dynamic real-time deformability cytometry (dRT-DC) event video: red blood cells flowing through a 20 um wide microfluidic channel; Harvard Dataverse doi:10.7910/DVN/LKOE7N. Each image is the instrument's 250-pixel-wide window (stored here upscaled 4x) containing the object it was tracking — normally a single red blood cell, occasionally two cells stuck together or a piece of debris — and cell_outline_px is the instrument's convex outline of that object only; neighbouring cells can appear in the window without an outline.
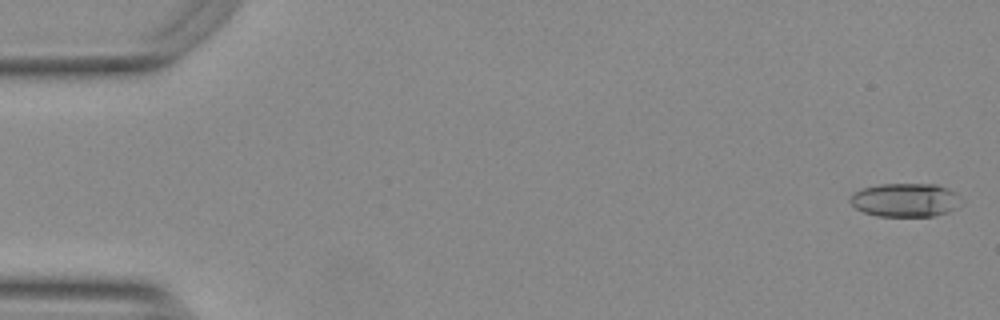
{"species": "Egyptian fruit bat (a non-hibernating species)", "species_latin": "Rousettus aegyptiacus", "temperature_condition": "warm", "stored_images_in_passage": 49, "camera_frame_rate_fps": 3000, "um_per_image_px": 0.085, "animal": {"sex": "female"}, "frame": {"image": 1, "passage_image": 1, "time_ms": 0.0, "image_size_px": [1000, 320], "cell_outline_px": [[964, 204], [948, 212], [932, 216], [876, 216], [864, 212], [856, 208], [848, 200], [848, 196], [852, 192], [860, 188], [880, 184], [936, 184], [948, 188], [956, 192], [964, 200]], "centroid_in_image_um": [76.97, 16.99], "position_along_channel_um": 8.0, "area_um2": 22.31}}
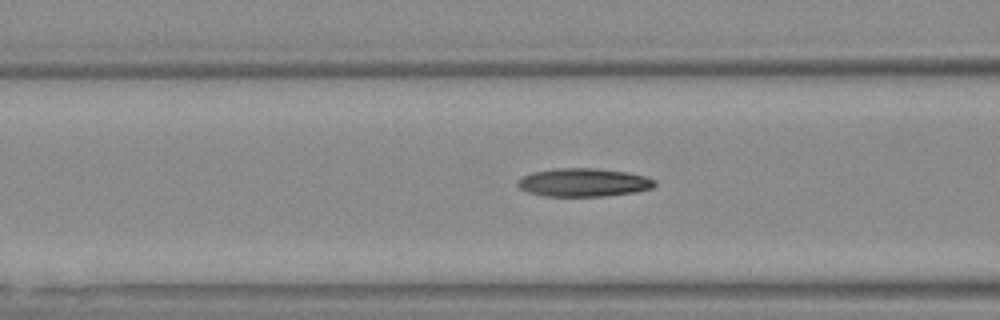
{"frame": {"image": 2, "passage_image": 21, "time_ms": 6.667, "image_size_px": [1000, 320], "cell_outline_px": [[656, 184], [652, 188], [636, 192], [604, 196], [544, 196], [528, 192], [520, 188], [516, 184], [516, 180], [520, 176], [532, 172], [556, 168], [596, 168], [624, 172], [644, 176], [656, 180]], "centroid_in_image_um": [49.56, 15.51], "position_along_channel_um": 117.0, "area_um2": 22.72}}
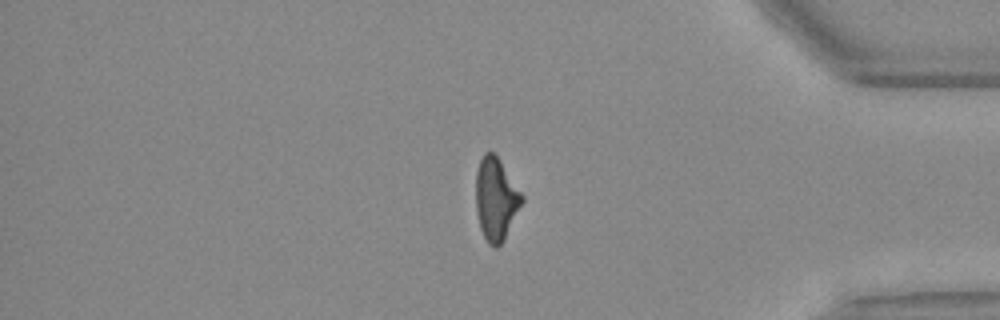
{"frame": {"image": 3, "passage_image": 45, "time_ms": 14.667, "image_size_px": [1000, 320], "cell_outline_px": [[524, 200], [504, 240], [496, 248], [492, 248], [488, 244], [480, 228], [476, 212], [476, 172], [480, 160], [484, 152], [492, 152], [496, 156], [524, 196]], "centroid_in_image_um": [42.14, 16.96], "position_along_channel_um": 393.1, "area_um2": 22.02}, "authors_computed_cell_mechanics": {"area_um2": 22.0218, "velocity_mm_per_s": 3.7937, "shape_relaxation_time_tau1_ms": null, "shape_relaxation_time_tau2_ms": 3.5469, "deformation_change_tau1": null, "deformation_change_tau2": 0.1271}}